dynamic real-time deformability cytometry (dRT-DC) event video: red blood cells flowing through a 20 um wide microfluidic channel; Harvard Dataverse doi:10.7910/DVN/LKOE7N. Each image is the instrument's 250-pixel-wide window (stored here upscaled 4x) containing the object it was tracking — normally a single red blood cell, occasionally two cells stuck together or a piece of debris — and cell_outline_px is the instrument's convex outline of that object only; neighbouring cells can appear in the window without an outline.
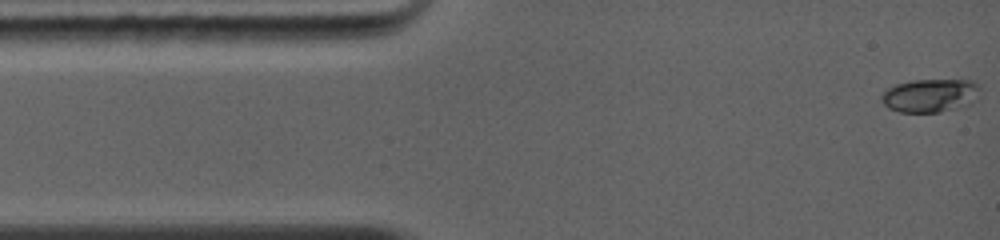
{"species": "common noctule bat (a hibernating species)", "species_latin": "Nyctalus noctula", "temperature_condition": "warm", "stored_images_in_passage": 6, "camera_frame_rate_fps": 5000, "um_per_image_px": 0.085, "animal": {"sex": "female", "body_mass_g": 19.0, "forearm_length_mm": 56.7}, "frame": {"image": 1, "passage_image": 1, "time_ms": 0.0, "image_size_px": [1000, 240], "cell_outline_px": [[980, 88], [976, 100], [972, 104], [936, 112], [900, 112], [888, 108], [880, 100], [880, 96], [888, 88], [896, 84], [912, 80], [972, 80]], "centroid_in_image_um": [79.05, 8.11], "position_along_channel_um": 5.9, "area_um2": 19.13}}
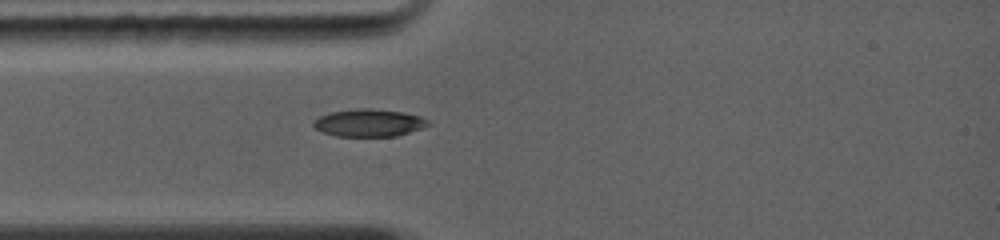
{"frame": {"image": 2, "passage_image": 6, "time_ms": 2.8, "image_size_px": [1000, 240], "cell_outline_px": [[432, 124], [396, 136], [336, 136], [312, 128], [312, 120], [328, 112], [356, 108], [372, 108], [404, 112], [420, 116], [428, 120]], "centroid_in_image_um": [31.31, 10.42], "position_along_channel_um": 53.7, "area_um2": 18.55}}